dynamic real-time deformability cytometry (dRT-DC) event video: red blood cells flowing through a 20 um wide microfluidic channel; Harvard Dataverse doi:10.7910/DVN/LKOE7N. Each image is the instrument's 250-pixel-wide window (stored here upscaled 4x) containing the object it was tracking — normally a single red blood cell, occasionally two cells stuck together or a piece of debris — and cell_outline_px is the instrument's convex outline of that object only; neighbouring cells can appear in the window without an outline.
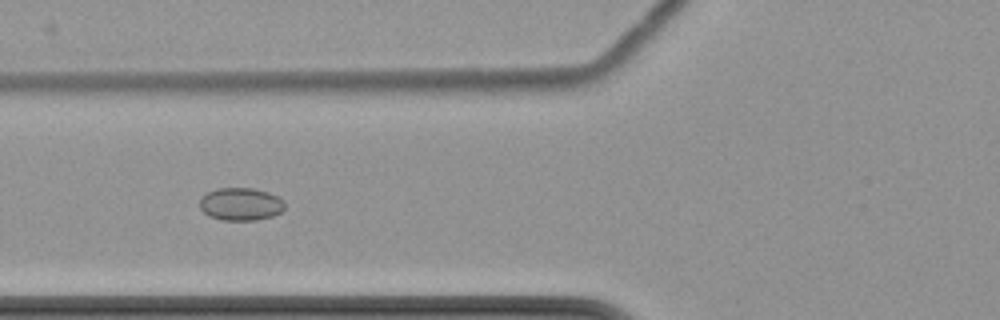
{"species": "common noctule bat (a hibernating species)", "species_latin": "Nyctalus noctula", "temperature_condition": "cold", "stored_images_in_passage": 9, "camera_frame_rate_fps": 3000, "um_per_image_px": 0.085, "animal": {"sex": "female", "body_mass_g": 22.7, "forearm_length_mm": 54.2}, "frame": {"image": 1, "passage_image": 7, "time_ms": 8.0, "image_size_px": [1000, 320], "cell_outline_px": [[284, 208], [280, 212], [272, 216], [256, 220], [224, 220], [208, 216], [200, 208], [200, 196], [216, 188], [252, 188], [268, 192], [284, 200]], "centroid_in_image_um": [20.44, 17.34], "position_along_channel_um": 105.4, "area_um2": 16.24}}
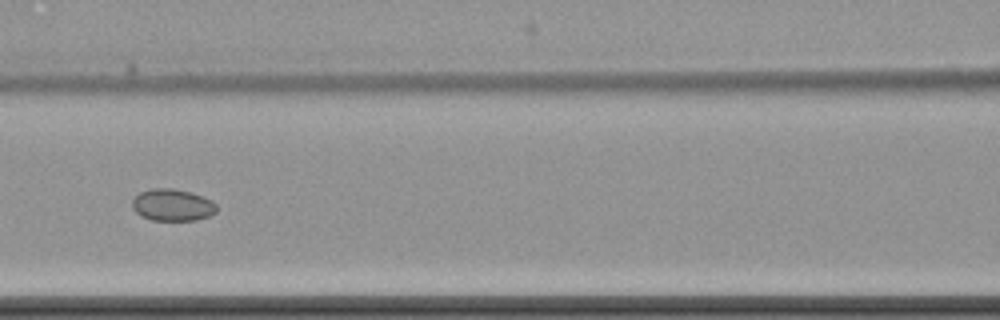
{"frame": {"image": 2, "passage_image": 8, "time_ms": 9.333, "image_size_px": [1000, 320], "cell_outline_px": [[216, 212], [208, 216], [196, 220], [152, 220], [140, 216], [132, 208], [132, 200], [140, 192], [152, 188], [172, 188], [192, 192], [212, 200], [216, 204]], "centroid_in_image_um": [14.65, 17.42], "position_along_channel_um": 152.0, "area_um2": 15.78}}
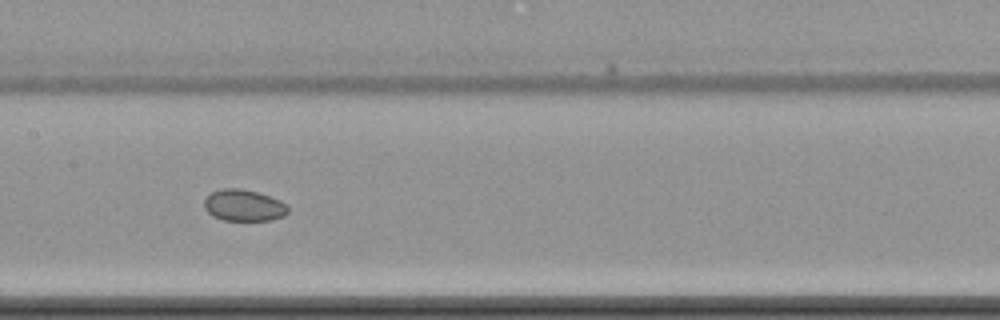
{"frame": {"image": 3, "passage_image": 9, "time_ms": 10.333, "image_size_px": [1000, 320], "cell_outline_px": [[288, 212], [284, 216], [272, 220], [224, 220], [212, 216], [204, 208], [204, 200], [212, 192], [220, 188], [240, 188], [256, 192], [280, 200], [288, 204]], "centroid_in_image_um": [20.73, 17.46], "position_along_channel_um": 186.7, "area_um2": 15.43}}